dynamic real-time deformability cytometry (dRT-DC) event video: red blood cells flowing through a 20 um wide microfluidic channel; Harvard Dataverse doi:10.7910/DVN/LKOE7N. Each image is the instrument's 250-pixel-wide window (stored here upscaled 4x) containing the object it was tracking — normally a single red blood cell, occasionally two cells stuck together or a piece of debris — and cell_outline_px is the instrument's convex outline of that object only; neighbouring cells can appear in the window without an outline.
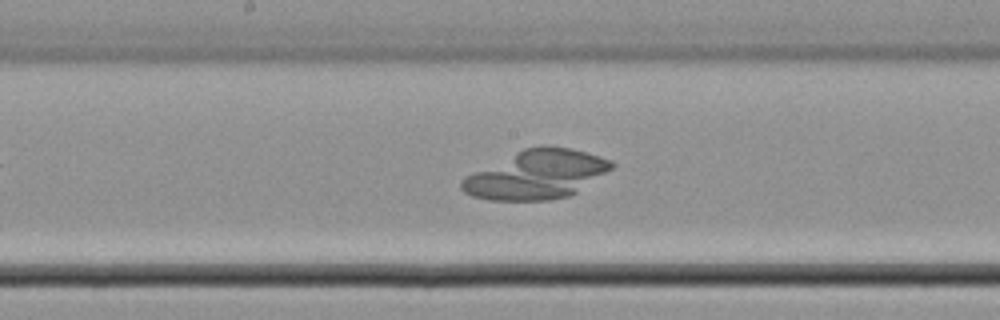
{"species": "common noctule bat (a hibernating species)", "species_latin": "Nyctalus noctula", "temperature_condition": "cold", "stored_images_in_passage": 33, "camera_frame_rate_fps": 3000, "um_per_image_px": 0.085, "animal": {"sex": "male", "body_mass_g": 21.5, "forearm_length_mm": 52.0}, "frame": {"image": 1, "passage_image": 18, "time_ms": 5.667, "image_size_px": [1000, 320], "cell_outline_px": [[616, 164], [612, 168], [576, 192], [568, 196], [548, 200], [488, 200], [472, 196], [464, 192], [460, 188], [460, 180], [464, 176], [524, 148], [544, 144], [548, 144], [568, 148], [600, 156], [612, 160]], "centroid_in_image_um": [45.57, 14.83], "position_along_channel_um": 202.6, "area_um2": 42.48}}
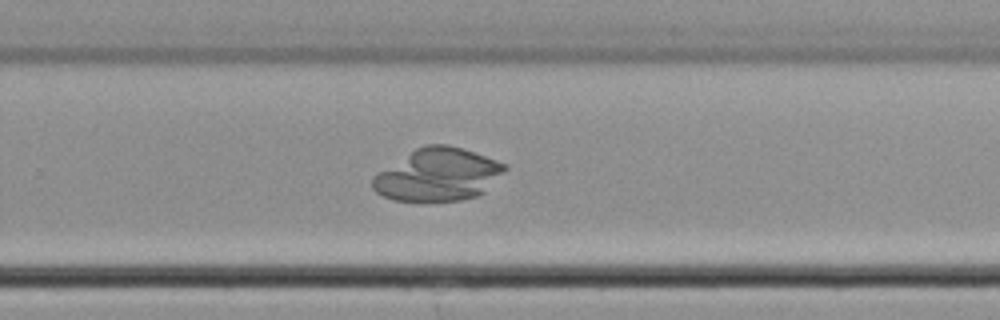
{"frame": {"image": 2, "passage_image": 24, "time_ms": 7.667, "image_size_px": [1000, 320], "cell_outline_px": [[508, 168], [484, 192], [476, 196], [460, 200], [420, 204], [392, 200], [376, 192], [372, 188], [372, 176], [416, 148], [428, 144], [448, 144], [508, 164]], "centroid_in_image_um": [37.19, 14.9], "position_along_channel_um": 292.6, "area_um2": 40.98}}
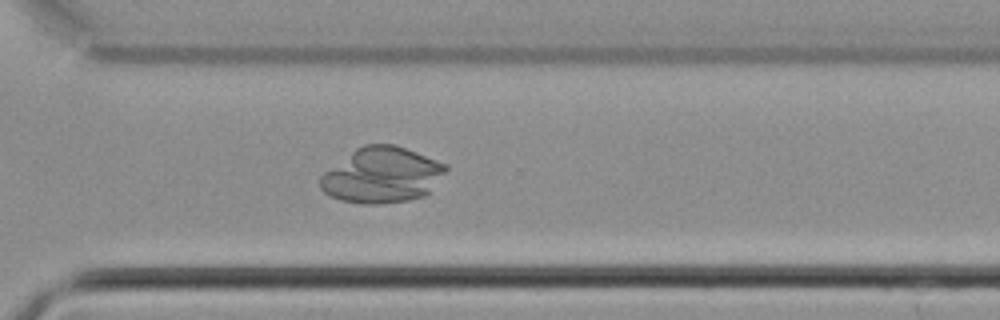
{"frame": {"image": 3, "passage_image": 27, "time_ms": 8.667, "image_size_px": [1000, 320], "cell_outline_px": [[448, 168], [428, 192], [424, 196], [408, 200], [380, 204], [360, 204], [340, 200], [324, 192], [320, 188], [320, 176], [324, 172], [356, 148], [364, 144], [392, 144], [416, 152], [448, 164]], "centroid_in_image_um": [32.44, 14.89], "position_along_channel_um": 338.2, "area_um2": 40.4}}